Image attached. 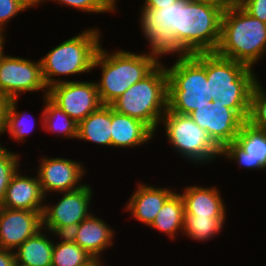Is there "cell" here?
I'll use <instances>...</instances> for the list:
<instances>
[{"label": "cell", "instance_id": "6da1fadb", "mask_svg": "<svg viewBox=\"0 0 266 266\" xmlns=\"http://www.w3.org/2000/svg\"><path fill=\"white\" fill-rule=\"evenodd\" d=\"M224 9L218 4L189 0H178L159 9H139L138 30L147 42V52L159 62L168 56L215 52Z\"/></svg>", "mask_w": 266, "mask_h": 266}, {"label": "cell", "instance_id": "7a4b0ae2", "mask_svg": "<svg viewBox=\"0 0 266 266\" xmlns=\"http://www.w3.org/2000/svg\"><path fill=\"white\" fill-rule=\"evenodd\" d=\"M103 37L104 34L98 25L88 26L78 34H73L72 37L51 47L44 56H40L46 87L49 89L59 83L75 81L73 78L76 76L90 75L95 55L104 42ZM70 77L72 80H69Z\"/></svg>", "mask_w": 266, "mask_h": 266}, {"label": "cell", "instance_id": "3957f363", "mask_svg": "<svg viewBox=\"0 0 266 266\" xmlns=\"http://www.w3.org/2000/svg\"><path fill=\"white\" fill-rule=\"evenodd\" d=\"M103 45L102 42L95 55L93 72L100 69V76L95 80L97 90L102 104L110 105L160 62L146 50L134 52L120 47L109 50Z\"/></svg>", "mask_w": 266, "mask_h": 266}, {"label": "cell", "instance_id": "277c9868", "mask_svg": "<svg viewBox=\"0 0 266 266\" xmlns=\"http://www.w3.org/2000/svg\"><path fill=\"white\" fill-rule=\"evenodd\" d=\"M257 70L217 55L206 53L207 100H220L233 109L245 122L250 110V95L259 79Z\"/></svg>", "mask_w": 266, "mask_h": 266}, {"label": "cell", "instance_id": "5b68a950", "mask_svg": "<svg viewBox=\"0 0 266 266\" xmlns=\"http://www.w3.org/2000/svg\"><path fill=\"white\" fill-rule=\"evenodd\" d=\"M215 53L255 69L266 58V23L250 16L241 7L225 8Z\"/></svg>", "mask_w": 266, "mask_h": 266}, {"label": "cell", "instance_id": "8992f818", "mask_svg": "<svg viewBox=\"0 0 266 266\" xmlns=\"http://www.w3.org/2000/svg\"><path fill=\"white\" fill-rule=\"evenodd\" d=\"M171 64L163 61L168 75L167 110L189 115L208 105L206 53L174 58Z\"/></svg>", "mask_w": 266, "mask_h": 266}, {"label": "cell", "instance_id": "52a82bcc", "mask_svg": "<svg viewBox=\"0 0 266 266\" xmlns=\"http://www.w3.org/2000/svg\"><path fill=\"white\" fill-rule=\"evenodd\" d=\"M159 130L164 133L163 138L167 140V146L170 144L171 151L175 152L178 159H182L184 163L188 161L187 164L190 163L191 167L192 164L193 168L206 165L209 167L211 163L216 164L215 161H220L221 148L189 115L166 110L155 133L156 139Z\"/></svg>", "mask_w": 266, "mask_h": 266}, {"label": "cell", "instance_id": "ba28073f", "mask_svg": "<svg viewBox=\"0 0 266 266\" xmlns=\"http://www.w3.org/2000/svg\"><path fill=\"white\" fill-rule=\"evenodd\" d=\"M168 75L160 62L146 77L131 85L110 106L145 123L154 133L167 110Z\"/></svg>", "mask_w": 266, "mask_h": 266}, {"label": "cell", "instance_id": "9c48e42d", "mask_svg": "<svg viewBox=\"0 0 266 266\" xmlns=\"http://www.w3.org/2000/svg\"><path fill=\"white\" fill-rule=\"evenodd\" d=\"M94 193L93 185L91 186L86 181V184L77 190L60 192L45 197L42 211V228L51 231L55 235H67L94 212L90 208L95 203ZM54 197H57L56 201L53 200Z\"/></svg>", "mask_w": 266, "mask_h": 266}, {"label": "cell", "instance_id": "30bf717a", "mask_svg": "<svg viewBox=\"0 0 266 266\" xmlns=\"http://www.w3.org/2000/svg\"><path fill=\"white\" fill-rule=\"evenodd\" d=\"M35 92L42 98L48 96L40 58L35 60L5 53L0 60V98L6 101L21 99L23 94Z\"/></svg>", "mask_w": 266, "mask_h": 266}, {"label": "cell", "instance_id": "8fae6325", "mask_svg": "<svg viewBox=\"0 0 266 266\" xmlns=\"http://www.w3.org/2000/svg\"><path fill=\"white\" fill-rule=\"evenodd\" d=\"M37 162L38 167L33 170L38 176L45 197L81 188L86 184L84 181L88 177L87 173H90L86 163L69 157H49L43 154L39 155Z\"/></svg>", "mask_w": 266, "mask_h": 266}, {"label": "cell", "instance_id": "7c38bea8", "mask_svg": "<svg viewBox=\"0 0 266 266\" xmlns=\"http://www.w3.org/2000/svg\"><path fill=\"white\" fill-rule=\"evenodd\" d=\"M220 158H224L227 164H236L238 169L248 170L247 172L265 171L266 130L255 128L245 122L235 141L221 149Z\"/></svg>", "mask_w": 266, "mask_h": 266}, {"label": "cell", "instance_id": "4fadbf2b", "mask_svg": "<svg viewBox=\"0 0 266 266\" xmlns=\"http://www.w3.org/2000/svg\"><path fill=\"white\" fill-rule=\"evenodd\" d=\"M80 80L59 83L48 89V97L77 123L103 105L96 82Z\"/></svg>", "mask_w": 266, "mask_h": 266}, {"label": "cell", "instance_id": "5bb4252c", "mask_svg": "<svg viewBox=\"0 0 266 266\" xmlns=\"http://www.w3.org/2000/svg\"><path fill=\"white\" fill-rule=\"evenodd\" d=\"M189 116L208 132L221 149L235 141L241 126L245 123L233 109L221 105L218 99L209 101L205 107L195 109Z\"/></svg>", "mask_w": 266, "mask_h": 266}, {"label": "cell", "instance_id": "9a60e30c", "mask_svg": "<svg viewBox=\"0 0 266 266\" xmlns=\"http://www.w3.org/2000/svg\"><path fill=\"white\" fill-rule=\"evenodd\" d=\"M151 182L137 181L136 187L123 206L124 213H128L131 219L149 227L157 213L163 207L165 201L177 190V187L160 184L156 186Z\"/></svg>", "mask_w": 266, "mask_h": 266}, {"label": "cell", "instance_id": "2e32d148", "mask_svg": "<svg viewBox=\"0 0 266 266\" xmlns=\"http://www.w3.org/2000/svg\"><path fill=\"white\" fill-rule=\"evenodd\" d=\"M42 229V211L0 207V248L15 251Z\"/></svg>", "mask_w": 266, "mask_h": 266}, {"label": "cell", "instance_id": "e0dca14e", "mask_svg": "<svg viewBox=\"0 0 266 266\" xmlns=\"http://www.w3.org/2000/svg\"><path fill=\"white\" fill-rule=\"evenodd\" d=\"M97 215L92 212L67 235L92 257L106 261L104 253L114 249L117 231Z\"/></svg>", "mask_w": 266, "mask_h": 266}, {"label": "cell", "instance_id": "ac0fdd59", "mask_svg": "<svg viewBox=\"0 0 266 266\" xmlns=\"http://www.w3.org/2000/svg\"><path fill=\"white\" fill-rule=\"evenodd\" d=\"M23 167L25 166H21L12 176L4 201L0 207L43 211L45 195L43 194L38 176L33 172V168H28L24 170L26 172H23L22 170L25 169ZM28 171L33 173L28 175Z\"/></svg>", "mask_w": 266, "mask_h": 266}, {"label": "cell", "instance_id": "d6986e66", "mask_svg": "<svg viewBox=\"0 0 266 266\" xmlns=\"http://www.w3.org/2000/svg\"><path fill=\"white\" fill-rule=\"evenodd\" d=\"M198 184V185H197ZM186 184L178 187L187 214L198 217L228 218V207L221 187L214 185ZM181 189V190H180Z\"/></svg>", "mask_w": 266, "mask_h": 266}, {"label": "cell", "instance_id": "ffe728a7", "mask_svg": "<svg viewBox=\"0 0 266 266\" xmlns=\"http://www.w3.org/2000/svg\"><path fill=\"white\" fill-rule=\"evenodd\" d=\"M155 138V133L142 121L120 114L111 107L112 150L143 148ZM141 146V147H140Z\"/></svg>", "mask_w": 266, "mask_h": 266}, {"label": "cell", "instance_id": "44dd1931", "mask_svg": "<svg viewBox=\"0 0 266 266\" xmlns=\"http://www.w3.org/2000/svg\"><path fill=\"white\" fill-rule=\"evenodd\" d=\"M76 141L112 150L110 105H102L78 123Z\"/></svg>", "mask_w": 266, "mask_h": 266}, {"label": "cell", "instance_id": "7402d4cb", "mask_svg": "<svg viewBox=\"0 0 266 266\" xmlns=\"http://www.w3.org/2000/svg\"><path fill=\"white\" fill-rule=\"evenodd\" d=\"M54 234L42 228L15 251V265L51 266Z\"/></svg>", "mask_w": 266, "mask_h": 266}, {"label": "cell", "instance_id": "603a6c76", "mask_svg": "<svg viewBox=\"0 0 266 266\" xmlns=\"http://www.w3.org/2000/svg\"><path fill=\"white\" fill-rule=\"evenodd\" d=\"M19 101L20 99L7 100L5 113V135L9 136L7 137L9 142L12 140L18 144V147L20 143L23 145L28 142L27 140L33 131L37 132L35 131L36 123L37 126L41 124L39 127L43 130V109L40 111V117L36 119V116L31 114L30 111L18 110L20 107ZM39 122L40 124H38Z\"/></svg>", "mask_w": 266, "mask_h": 266}, {"label": "cell", "instance_id": "cb8c5ba5", "mask_svg": "<svg viewBox=\"0 0 266 266\" xmlns=\"http://www.w3.org/2000/svg\"><path fill=\"white\" fill-rule=\"evenodd\" d=\"M185 212L184 200L179 191H175L164 203L157 213L155 220L148 227L150 230L168 236L169 240L175 241L183 234V217Z\"/></svg>", "mask_w": 266, "mask_h": 266}, {"label": "cell", "instance_id": "d4e9b609", "mask_svg": "<svg viewBox=\"0 0 266 266\" xmlns=\"http://www.w3.org/2000/svg\"><path fill=\"white\" fill-rule=\"evenodd\" d=\"M43 100V131L54 135L62 141L77 139V126L75 122L66 112L57 106L48 96L40 98Z\"/></svg>", "mask_w": 266, "mask_h": 266}, {"label": "cell", "instance_id": "484cf974", "mask_svg": "<svg viewBox=\"0 0 266 266\" xmlns=\"http://www.w3.org/2000/svg\"><path fill=\"white\" fill-rule=\"evenodd\" d=\"M227 222V218L198 217L184 212L182 237L196 243H208L221 235L226 225H229Z\"/></svg>", "mask_w": 266, "mask_h": 266}, {"label": "cell", "instance_id": "4316f807", "mask_svg": "<svg viewBox=\"0 0 266 266\" xmlns=\"http://www.w3.org/2000/svg\"><path fill=\"white\" fill-rule=\"evenodd\" d=\"M92 256L76 244L68 235H55L51 266H78Z\"/></svg>", "mask_w": 266, "mask_h": 266}, {"label": "cell", "instance_id": "83f0119b", "mask_svg": "<svg viewBox=\"0 0 266 266\" xmlns=\"http://www.w3.org/2000/svg\"><path fill=\"white\" fill-rule=\"evenodd\" d=\"M52 2L62 8H72L92 16L106 13L116 15L120 8L119 0H36V8Z\"/></svg>", "mask_w": 266, "mask_h": 266}, {"label": "cell", "instance_id": "f1b7e54d", "mask_svg": "<svg viewBox=\"0 0 266 266\" xmlns=\"http://www.w3.org/2000/svg\"><path fill=\"white\" fill-rule=\"evenodd\" d=\"M24 154L18 151L9 150V147L0 148V206L4 201L6 190L12 176L23 166ZM23 160V161H21Z\"/></svg>", "mask_w": 266, "mask_h": 266}, {"label": "cell", "instance_id": "f546056e", "mask_svg": "<svg viewBox=\"0 0 266 266\" xmlns=\"http://www.w3.org/2000/svg\"><path fill=\"white\" fill-rule=\"evenodd\" d=\"M266 85L261 79L250 95L248 122L251 126L266 130Z\"/></svg>", "mask_w": 266, "mask_h": 266}, {"label": "cell", "instance_id": "4dcf8cb0", "mask_svg": "<svg viewBox=\"0 0 266 266\" xmlns=\"http://www.w3.org/2000/svg\"><path fill=\"white\" fill-rule=\"evenodd\" d=\"M31 8L36 9V0H0V36H9V23Z\"/></svg>", "mask_w": 266, "mask_h": 266}, {"label": "cell", "instance_id": "1f68e13d", "mask_svg": "<svg viewBox=\"0 0 266 266\" xmlns=\"http://www.w3.org/2000/svg\"><path fill=\"white\" fill-rule=\"evenodd\" d=\"M240 7L250 16L266 23V0H245Z\"/></svg>", "mask_w": 266, "mask_h": 266}, {"label": "cell", "instance_id": "d6a6232c", "mask_svg": "<svg viewBox=\"0 0 266 266\" xmlns=\"http://www.w3.org/2000/svg\"><path fill=\"white\" fill-rule=\"evenodd\" d=\"M141 1L140 9H159L161 6L171 5L178 0H139ZM143 1V2H142Z\"/></svg>", "mask_w": 266, "mask_h": 266}, {"label": "cell", "instance_id": "836d02e7", "mask_svg": "<svg viewBox=\"0 0 266 266\" xmlns=\"http://www.w3.org/2000/svg\"><path fill=\"white\" fill-rule=\"evenodd\" d=\"M0 266H15L14 251L0 248Z\"/></svg>", "mask_w": 266, "mask_h": 266}, {"label": "cell", "instance_id": "e575fe53", "mask_svg": "<svg viewBox=\"0 0 266 266\" xmlns=\"http://www.w3.org/2000/svg\"><path fill=\"white\" fill-rule=\"evenodd\" d=\"M6 104H7V101L0 98V136L3 134L5 135ZM6 144H8V141L6 143V142H1V140H0V148L7 146Z\"/></svg>", "mask_w": 266, "mask_h": 266}, {"label": "cell", "instance_id": "d590c367", "mask_svg": "<svg viewBox=\"0 0 266 266\" xmlns=\"http://www.w3.org/2000/svg\"><path fill=\"white\" fill-rule=\"evenodd\" d=\"M245 0H218V5L224 8L228 7H240Z\"/></svg>", "mask_w": 266, "mask_h": 266}, {"label": "cell", "instance_id": "8d00e7d4", "mask_svg": "<svg viewBox=\"0 0 266 266\" xmlns=\"http://www.w3.org/2000/svg\"><path fill=\"white\" fill-rule=\"evenodd\" d=\"M78 266H109V265H107L106 261H103L95 257H91L86 263H83Z\"/></svg>", "mask_w": 266, "mask_h": 266}, {"label": "cell", "instance_id": "74e56055", "mask_svg": "<svg viewBox=\"0 0 266 266\" xmlns=\"http://www.w3.org/2000/svg\"><path fill=\"white\" fill-rule=\"evenodd\" d=\"M7 39H8V37H6V36H0V60H1L2 56L5 53H7V51L4 52L5 51V48H6L5 45L7 44L6 42L9 41Z\"/></svg>", "mask_w": 266, "mask_h": 266}, {"label": "cell", "instance_id": "f35d334b", "mask_svg": "<svg viewBox=\"0 0 266 266\" xmlns=\"http://www.w3.org/2000/svg\"><path fill=\"white\" fill-rule=\"evenodd\" d=\"M193 2H204V3H209V4H218V0H189Z\"/></svg>", "mask_w": 266, "mask_h": 266}]
</instances>
